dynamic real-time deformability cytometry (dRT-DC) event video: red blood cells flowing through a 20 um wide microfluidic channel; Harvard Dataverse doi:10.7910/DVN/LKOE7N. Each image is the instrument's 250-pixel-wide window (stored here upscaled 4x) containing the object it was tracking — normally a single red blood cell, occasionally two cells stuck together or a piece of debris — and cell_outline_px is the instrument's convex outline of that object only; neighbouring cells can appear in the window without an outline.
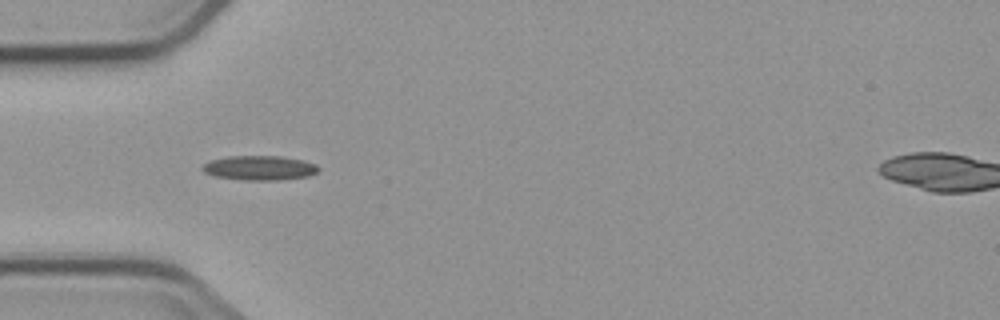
{"species": "common noctule bat (a hibernating species)", "species_latin": "Nyctalus noctula", "temperature_condition": "cold", "stored_images_in_passage": 5, "camera_frame_rate_fps": 3000, "um_per_image_px": 0.085, "animal": {"sex": "male", "body_mass_g": 23.1, "forearm_length_mm": 52.7}, "frame": {"image": 1, "passage_image": 5, "time_ms": 5.333, "image_size_px": [1000, 320], "cell_outline_px": [[320, 168], [316, 172], [308, 176], [276, 180], [244, 180], [216, 176], [204, 172], [200, 168], [204, 164], [212, 160], [228, 156], [280, 156], [304, 160], [316, 164]], "centroid_in_image_um": [22.07, 14.26], "position_along_channel_um": 62.9, "area_um2": 16.47}}